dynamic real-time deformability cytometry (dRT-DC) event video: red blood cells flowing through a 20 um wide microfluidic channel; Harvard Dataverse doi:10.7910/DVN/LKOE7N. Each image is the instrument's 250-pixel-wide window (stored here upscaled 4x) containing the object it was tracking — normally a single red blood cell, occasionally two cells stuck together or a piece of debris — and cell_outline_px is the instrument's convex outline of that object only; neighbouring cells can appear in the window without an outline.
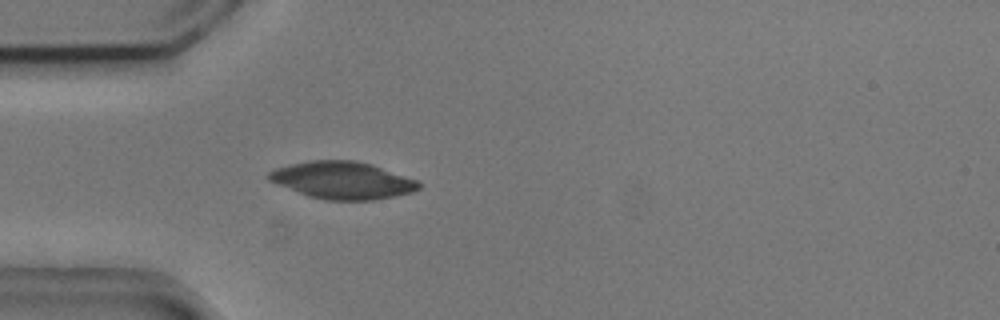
{"species": "common noctule bat (a hibernating species)", "species_latin": "Nyctalus noctula", "temperature_condition": "cold", "stored_images_in_passage": 6, "camera_frame_rate_fps": 3000, "um_per_image_px": 0.085, "animal": {"sex": "male", "body_mass_g": 20.5, "forearm_length_mm": 52.5}, "frame": {"image": 1, "passage_image": 1, "time_ms": 0.0, "image_size_px": [1000, 320], "cell_outline_px": [[420, 188], [412, 192], [396, 196], [372, 200], [324, 200], [308, 196], [268, 180], [264, 176], [268, 172], [276, 168], [288, 164], [312, 160], [356, 160], [372, 164], [416, 180], [420, 184]], "centroid_in_image_um": [29.08, 15.32], "position_along_channel_um": 55.9, "area_um2": 32.6}}